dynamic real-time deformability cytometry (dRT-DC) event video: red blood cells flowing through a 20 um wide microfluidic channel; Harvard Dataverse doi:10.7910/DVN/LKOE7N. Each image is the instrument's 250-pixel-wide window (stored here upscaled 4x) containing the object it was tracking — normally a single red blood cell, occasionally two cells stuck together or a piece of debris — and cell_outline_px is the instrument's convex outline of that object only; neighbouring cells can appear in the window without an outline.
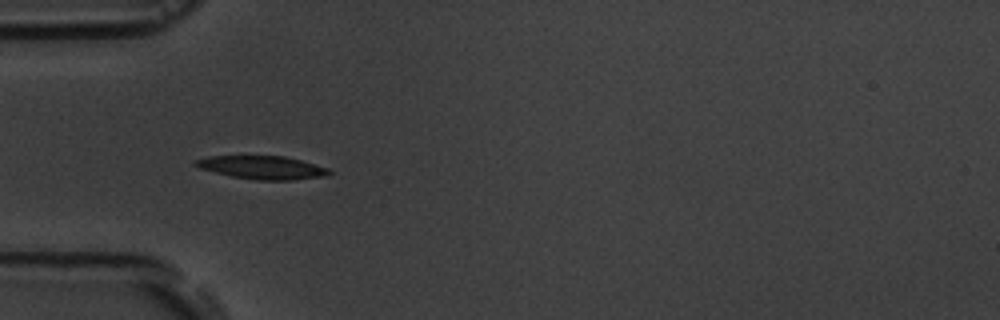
{"species": "common noctule bat (a hibernating species)", "species_latin": "Nyctalus noctula", "temperature_condition": "room temperature", "stored_images_in_passage": 5, "camera_frame_rate_fps": 3000, "um_per_image_px": 0.085, "animal": {"sex": "male", "body_mass_g": 19.5, "forearm_length_mm": 54.6}, "frame": {"image": 1, "passage_image": 4, "time_ms": 3.667, "image_size_px": [1000, 320], "cell_outline_px": [[332, 172], [328, 176], [292, 180], [256, 180], [232, 176], [200, 168], [192, 164], [192, 160], [208, 156], [284, 156], [300, 160], [328, 168]], "centroid_in_image_um": [22.29, 14.23], "position_along_channel_um": 62.7, "area_um2": 18.09}}
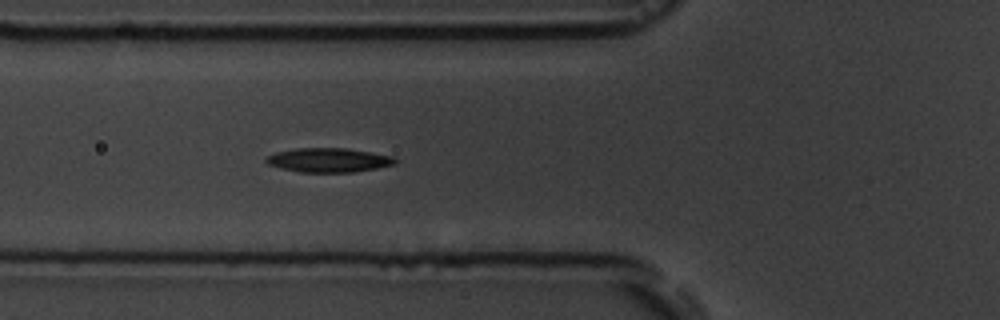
{"frame": {"image": 2, "passage_image": 5, "time_ms": 4.667, "image_size_px": [1000, 320], "cell_outline_px": [[396, 160], [392, 164], [376, 168], [352, 172], [300, 172], [280, 168], [268, 164], [264, 160], [268, 156], [276, 152], [296, 148], [344, 148], [392, 156]], "centroid_in_image_um": [27.86, 13.61], "position_along_channel_um": 97.9, "area_um2": 17.86}}